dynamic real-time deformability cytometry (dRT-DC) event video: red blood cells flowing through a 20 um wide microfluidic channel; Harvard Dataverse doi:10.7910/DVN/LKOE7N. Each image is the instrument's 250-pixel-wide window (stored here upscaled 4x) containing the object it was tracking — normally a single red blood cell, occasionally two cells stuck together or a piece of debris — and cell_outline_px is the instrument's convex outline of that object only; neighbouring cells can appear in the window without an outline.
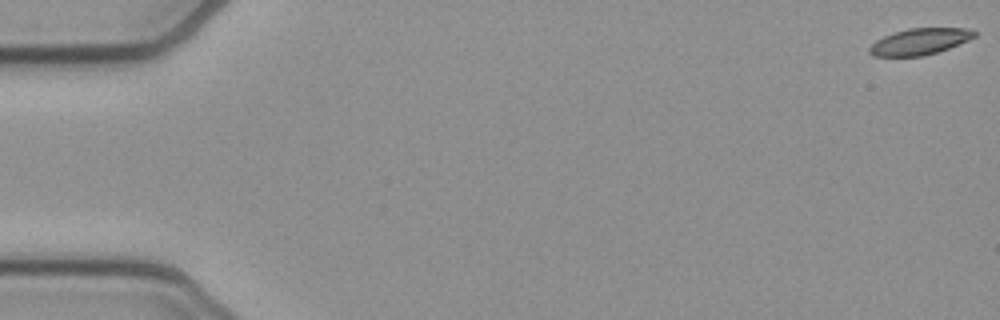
{"species": "common noctule bat (a hibernating species)", "species_latin": "Nyctalus noctula", "temperature_condition": "cold", "stored_images_in_passage": 1, "camera_frame_rate_fps": 3000, "um_per_image_px": 0.085, "animal": {"sex": "female", "body_mass_g": 21.9}, "frame": {"image": 1, "passage_image": 1, "time_ms": 0.0, "image_size_px": [1000, 320], "cell_outline_px": [[976, 36], [968, 40], [948, 48], [924, 56], [872, 56], [868, 52], [868, 48], [876, 40], [884, 36], [908, 28], [964, 28], [976, 32]], "centroid_in_image_um": [78.14, 3.53], "position_along_channel_um": 6.9, "area_um2": 15.95}}